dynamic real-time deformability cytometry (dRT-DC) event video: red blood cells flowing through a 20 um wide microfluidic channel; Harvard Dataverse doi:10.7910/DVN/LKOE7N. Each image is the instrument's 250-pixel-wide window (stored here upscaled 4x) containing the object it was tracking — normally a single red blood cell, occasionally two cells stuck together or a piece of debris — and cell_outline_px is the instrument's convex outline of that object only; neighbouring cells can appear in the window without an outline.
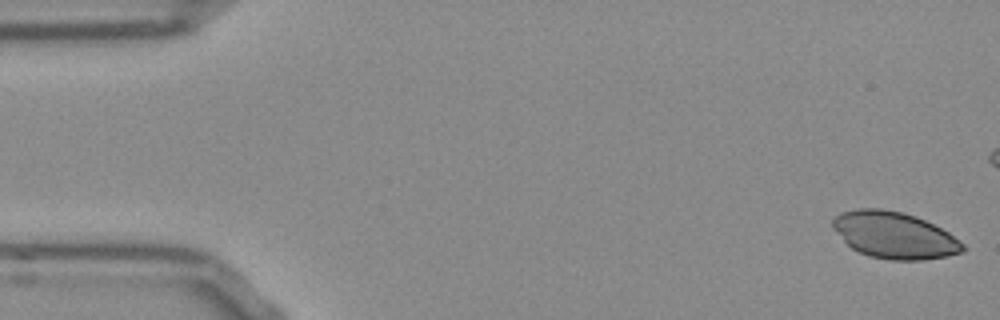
{"species": "Egyptian fruit bat (a non-hibernating species)", "species_latin": "Rousettus aegyptiacus", "temperature_condition": "room temperature", "stored_images_in_passage": 14, "camera_frame_rate_fps": 3000, "um_per_image_px": 0.085, "frame": {"image": 1, "passage_image": 1, "time_ms": 0.0, "image_size_px": [1000, 320], "cell_outline_px": [[968, 248], [964, 252], [924, 260], [888, 260], [868, 256], [852, 248], [832, 228], [832, 220], [840, 212], [860, 208], [880, 208], [900, 212], [916, 216], [948, 232], [960, 240]], "centroid_in_image_um": [76.03, 20.0], "position_along_channel_um": 9.0, "area_um2": 35.32}}